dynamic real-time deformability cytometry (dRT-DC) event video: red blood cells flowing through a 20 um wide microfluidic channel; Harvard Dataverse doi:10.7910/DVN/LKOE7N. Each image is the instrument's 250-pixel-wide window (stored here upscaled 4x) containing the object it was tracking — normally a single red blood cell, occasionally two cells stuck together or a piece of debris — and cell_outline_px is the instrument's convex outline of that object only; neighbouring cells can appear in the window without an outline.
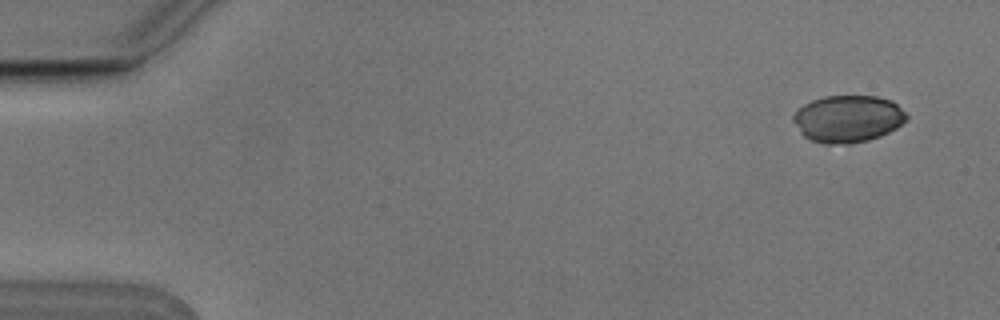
{"species": "Egyptian fruit bat (a non-hibernating species)", "species_latin": "Rousettus aegyptiacus", "temperature_condition": "cold", "stored_images_in_passage": 3, "camera_frame_rate_fps": 3000, "um_per_image_px": 0.085, "animal": {"sex": "male"}, "frame": {"image": 1, "passage_image": 1, "time_ms": 0.0, "image_size_px": [1000, 320], "cell_outline_px": [[908, 116], [896, 128], [880, 136], [868, 140], [848, 144], [824, 144], [812, 140], [804, 136], [800, 132], [792, 120], [792, 116], [804, 104], [812, 100], [824, 96], [876, 96], [892, 100]], "centroid_in_image_um": [72.04, 10.1], "position_along_channel_um": 13.0, "area_um2": 30.92}}